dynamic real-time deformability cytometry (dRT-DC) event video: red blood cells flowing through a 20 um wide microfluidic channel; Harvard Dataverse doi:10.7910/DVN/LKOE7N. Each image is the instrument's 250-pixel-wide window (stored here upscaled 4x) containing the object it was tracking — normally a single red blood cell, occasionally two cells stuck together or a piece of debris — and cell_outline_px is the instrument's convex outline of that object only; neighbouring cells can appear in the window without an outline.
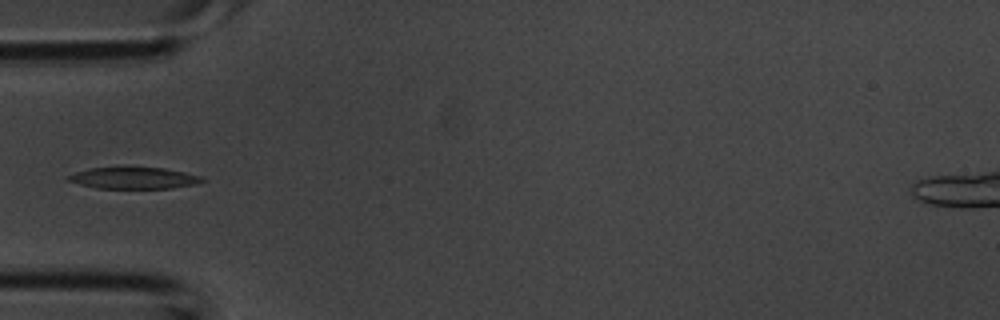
{"species": "common noctule bat (a hibernating species)", "species_latin": "Nyctalus noctula", "temperature_condition": "room temperature", "stored_images_in_passage": 4, "camera_frame_rate_fps": 3000, "um_per_image_px": 0.085, "animal": {"sex": "male", "body_mass_g": 20.1, "forearm_length_mm": 53.5}, "frame": {"image": 1, "passage_image": 4, "time_ms": 1.0, "image_size_px": [1000, 320], "cell_outline_px": [[204, 180], [196, 184], [172, 188], [96, 188], [80, 184], [68, 180], [64, 176], [88, 168], [164, 168], [184, 172], [200, 176]], "centroid_in_image_um": [11.34, 15.14], "position_along_channel_um": 73.7, "area_um2": 16.53}}